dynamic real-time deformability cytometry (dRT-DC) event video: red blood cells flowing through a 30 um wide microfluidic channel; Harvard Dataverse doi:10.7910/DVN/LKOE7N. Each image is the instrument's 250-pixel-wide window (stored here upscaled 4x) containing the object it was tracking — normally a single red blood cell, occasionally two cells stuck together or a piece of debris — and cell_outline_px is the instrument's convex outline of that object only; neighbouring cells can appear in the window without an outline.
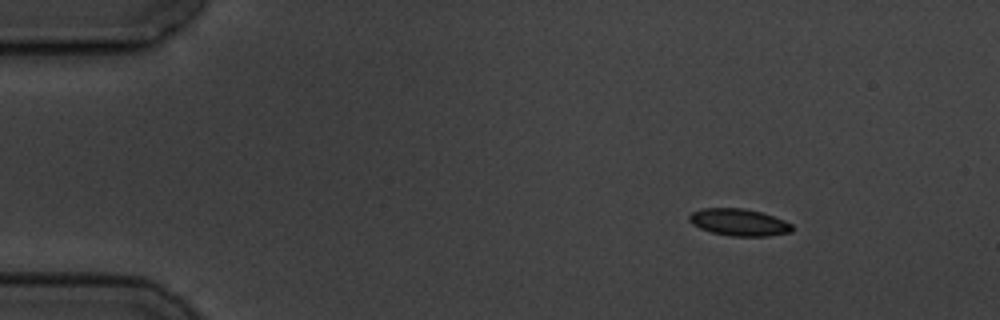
{"species": "common noctule bat (a hibernating species)", "species_latin": "Nyctalus noctula", "temperature_condition": "cold", "stored_images_in_passage": 7, "camera_frame_rate_fps": 3000, "um_per_image_px": 0.085, "animal": {"sex": "male", "body_mass_g": 19.5, "forearm_length_mm": 54.6}, "frame": {"image": 1, "passage_image": 1, "time_ms": 0.0, "image_size_px": [1000, 320], "cell_outline_px": [[792, 232], [768, 236], [732, 236], [712, 232], [700, 228], [692, 224], [688, 220], [688, 216], [692, 212], [700, 208], [744, 208], [760, 212], [784, 220], [792, 224]], "centroid_in_image_um": [62.79, 18.89], "position_along_channel_um": 22.2, "area_um2": 16.18}}
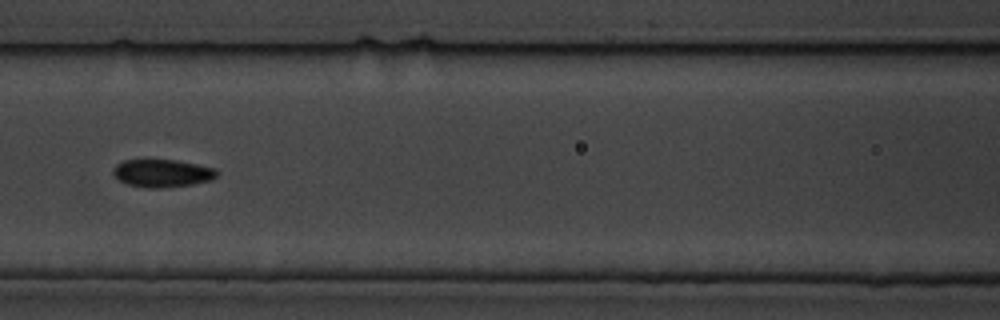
{"frame": {"image": 2, "passage_image": 6, "time_ms": 6.0, "image_size_px": [1000, 320], "cell_outline_px": [[220, 172], [212, 180], [192, 184], [160, 188], [148, 188], [128, 184], [120, 180], [112, 172], [112, 168], [116, 164], [124, 160], [176, 160], [216, 168]], "centroid_in_image_um": [13.81, 14.72], "position_along_channel_um": 152.8, "area_um2": 16.76}}
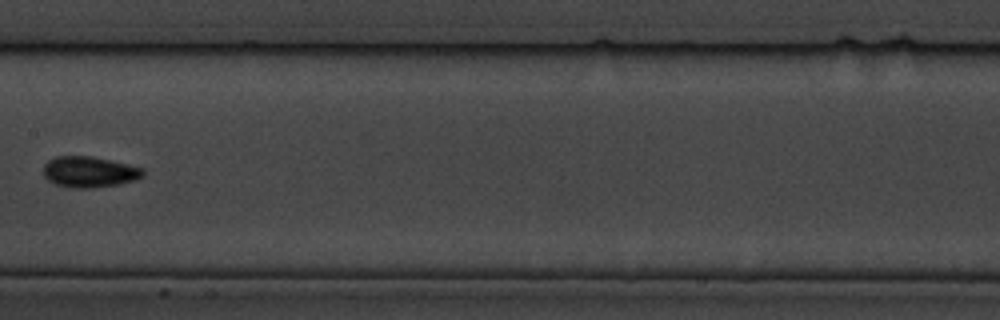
{"frame": {"image": 3, "passage_image": 7, "time_ms": 7.333, "image_size_px": [1000, 320], "cell_outline_px": [[144, 176], [136, 180], [120, 184], [92, 188], [72, 188], [56, 184], [48, 180], [44, 176], [44, 164], [48, 160], [56, 156], [92, 156], [128, 164], [144, 168]], "centroid_in_image_um": [7.61, 14.61], "position_along_channel_um": 199.8, "area_um2": 18.09}}